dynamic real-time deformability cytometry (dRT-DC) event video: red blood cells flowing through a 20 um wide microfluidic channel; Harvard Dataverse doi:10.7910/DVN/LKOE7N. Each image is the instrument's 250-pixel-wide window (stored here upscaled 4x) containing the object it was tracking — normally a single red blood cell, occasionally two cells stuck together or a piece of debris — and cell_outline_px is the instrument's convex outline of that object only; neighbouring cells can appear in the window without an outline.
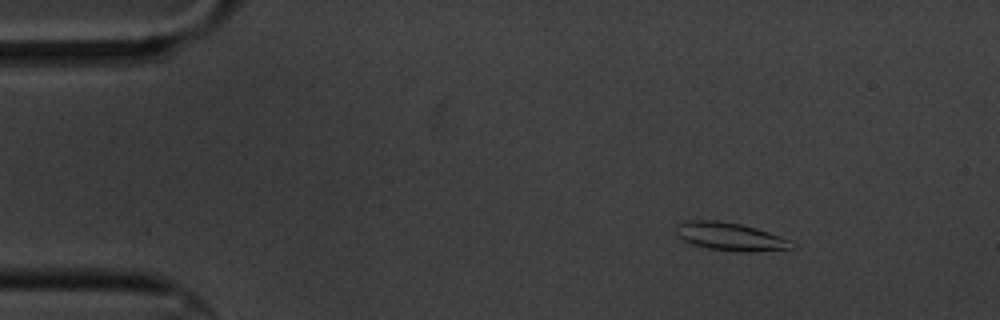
{"species": "common noctule bat (a hibernating species)", "species_latin": "Nyctalus noctula", "temperature_condition": "cold", "stored_images_in_passage": 8, "camera_frame_rate_fps": 3000, "um_per_image_px": 0.085, "animal": {"sex": "male", "body_mass_g": 20.1, "forearm_length_mm": 53.5}, "frame": {"image": 1, "passage_image": 3, "time_ms": 2.333, "image_size_px": [1000, 320], "cell_outline_px": [[796, 244], [792, 248], [752, 252], [736, 252], [708, 248], [692, 244], [676, 236], [676, 224], [684, 220], [716, 220], [740, 224], [756, 228], [792, 240]], "centroid_in_image_um": [62.05, 20.11], "position_along_channel_um": 22.9, "area_um2": 19.07}}
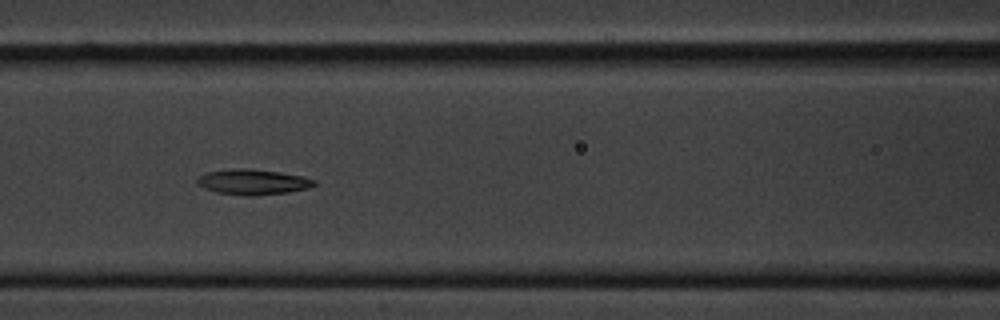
{"frame": {"image": 2, "passage_image": 8, "time_ms": 8.0, "image_size_px": [1000, 320], "cell_outline_px": [[316, 184], [308, 188], [288, 192], [256, 196], [244, 196], [216, 192], [204, 188], [196, 184], [196, 180], [200, 176], [208, 172], [236, 168], [244, 168], [280, 172], [304, 176], [316, 180]], "centroid_in_image_um": [21.51, 15.47], "position_along_channel_um": 145.1, "area_um2": 17.4}}